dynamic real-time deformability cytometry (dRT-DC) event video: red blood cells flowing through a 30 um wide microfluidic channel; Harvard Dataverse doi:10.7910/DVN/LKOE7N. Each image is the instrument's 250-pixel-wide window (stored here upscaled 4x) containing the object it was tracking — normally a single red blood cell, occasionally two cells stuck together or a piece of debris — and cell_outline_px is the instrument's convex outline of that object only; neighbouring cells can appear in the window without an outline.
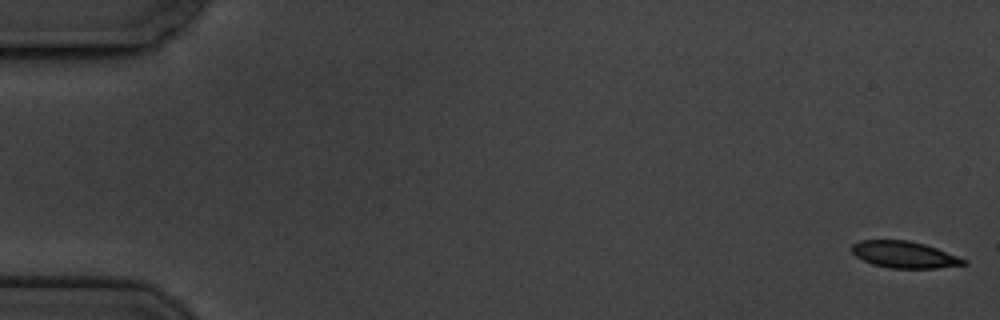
{"species": "common noctule bat (a hibernating species)", "species_latin": "Nyctalus noctula", "temperature_condition": "cold", "stored_images_in_passage": 5, "camera_frame_rate_fps": 3000, "um_per_image_px": 0.085, "animal": {"sex": "male", "body_mass_g": 19.5, "forearm_length_mm": 54.6}, "frame": {"image": 1, "passage_image": 1, "time_ms": 0.0, "image_size_px": [1000, 320], "cell_outline_px": [[968, 264], [936, 268], [888, 268], [872, 264], [856, 256], [852, 252], [852, 244], [860, 240], [908, 240], [924, 244], [936, 248], [968, 260]], "centroid_in_image_um": [76.87, 21.64], "position_along_channel_um": 8.1, "area_um2": 17.34}}
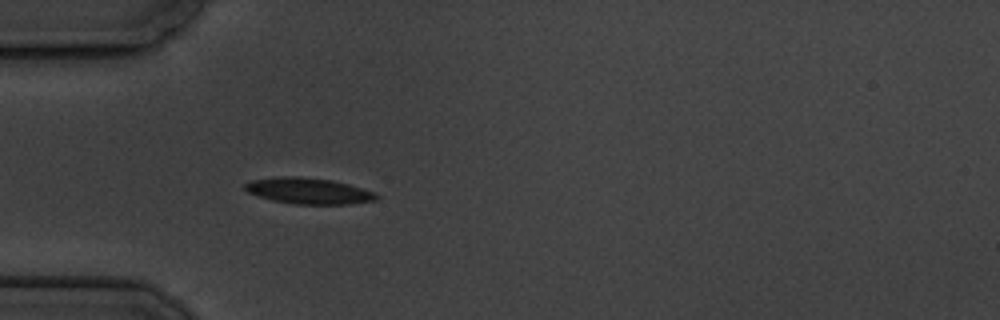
{"frame": {"image": 2, "passage_image": 5, "time_ms": 5.667, "image_size_px": [1000, 320], "cell_outline_px": [[380, 196], [376, 200], [348, 204], [296, 204], [272, 200], [248, 192], [244, 188], [244, 184], [252, 180], [280, 176], [300, 176], [332, 180], [348, 184], [376, 192]], "centroid_in_image_um": [26.26, 16.22], "position_along_channel_um": 58.7, "area_um2": 19.94}}